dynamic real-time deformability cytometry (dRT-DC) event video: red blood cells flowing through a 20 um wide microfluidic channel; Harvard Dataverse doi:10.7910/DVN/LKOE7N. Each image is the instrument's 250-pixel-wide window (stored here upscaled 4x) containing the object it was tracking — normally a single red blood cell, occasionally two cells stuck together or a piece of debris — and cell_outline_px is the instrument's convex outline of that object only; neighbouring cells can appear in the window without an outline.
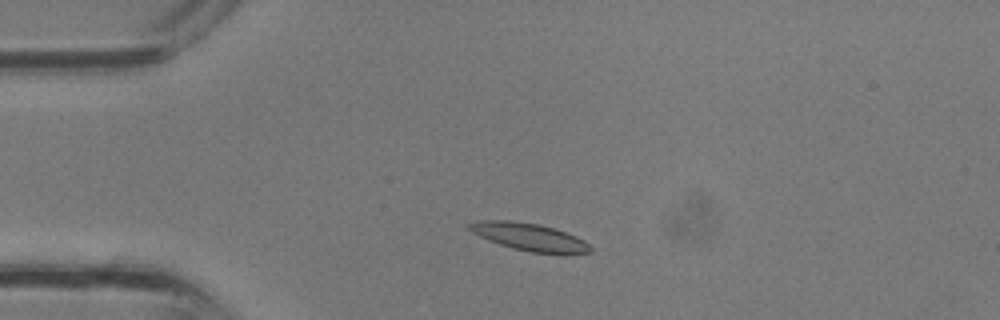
{"species": "common noctule bat (a hibernating species)", "species_latin": "Nyctalus noctula", "temperature_condition": "room temperature", "stored_images_in_passage": 34, "camera_frame_rate_fps": 3000, "um_per_image_px": 0.085, "animal": {"sex": "male", "body_mass_g": 13.3}, "frame": {"image": 1, "passage_image": 5, "time_ms": 1.333, "image_size_px": [1000, 320], "cell_outline_px": [[592, 252], [532, 252], [512, 248], [488, 240], [472, 232], [464, 224], [476, 220], [512, 220], [536, 224], [552, 228], [576, 236], [584, 240], [592, 248]], "centroid_in_image_um": [44.88, 20.1], "position_along_channel_um": 40.1, "area_um2": 18.96}}
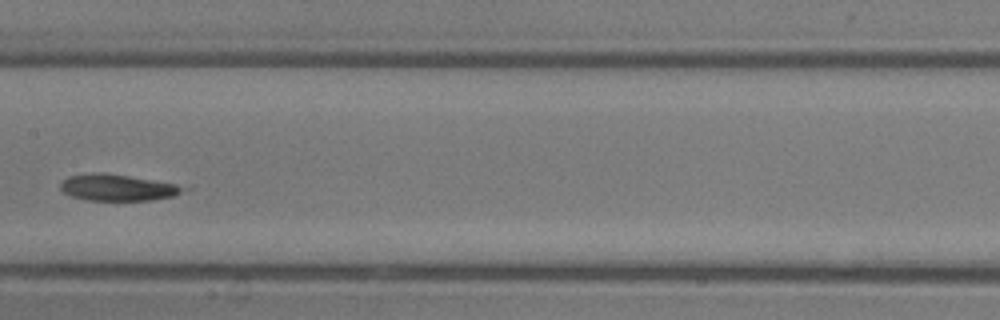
{"frame": {"image": 2, "passage_image": 15, "time_ms": 4.667, "image_size_px": [1000, 320], "cell_outline_px": [[192, 188], [176, 196], [152, 200], [88, 200], [72, 196], [64, 192], [60, 188], [60, 184], [68, 176], [104, 172], [128, 176], [172, 184]], "centroid_in_image_um": [10.03, 15.95], "position_along_channel_um": 197.4, "area_um2": 18.67}}
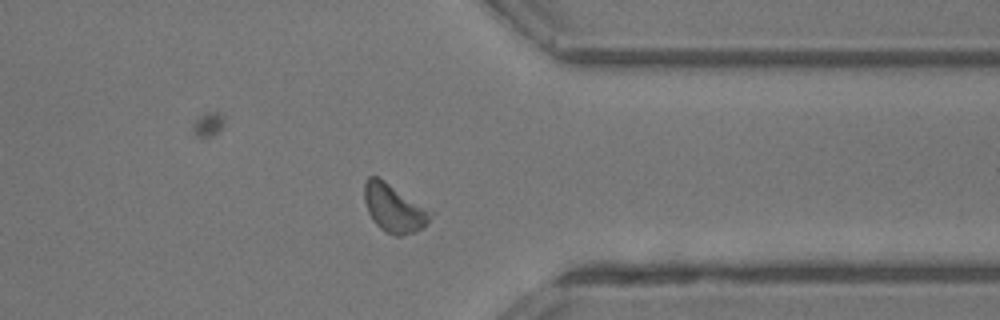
{"frame": {"image": 3, "passage_image": 25, "time_ms": 8.0, "image_size_px": [1000, 320], "cell_outline_px": [[436, 212], [416, 232], [400, 236], [396, 236], [384, 232], [372, 220], [368, 212], [364, 200], [364, 184], [368, 176], [376, 176]], "centroid_in_image_um": [33.49, 17.7], "position_along_channel_um": 377.9, "area_um2": 18.55}}